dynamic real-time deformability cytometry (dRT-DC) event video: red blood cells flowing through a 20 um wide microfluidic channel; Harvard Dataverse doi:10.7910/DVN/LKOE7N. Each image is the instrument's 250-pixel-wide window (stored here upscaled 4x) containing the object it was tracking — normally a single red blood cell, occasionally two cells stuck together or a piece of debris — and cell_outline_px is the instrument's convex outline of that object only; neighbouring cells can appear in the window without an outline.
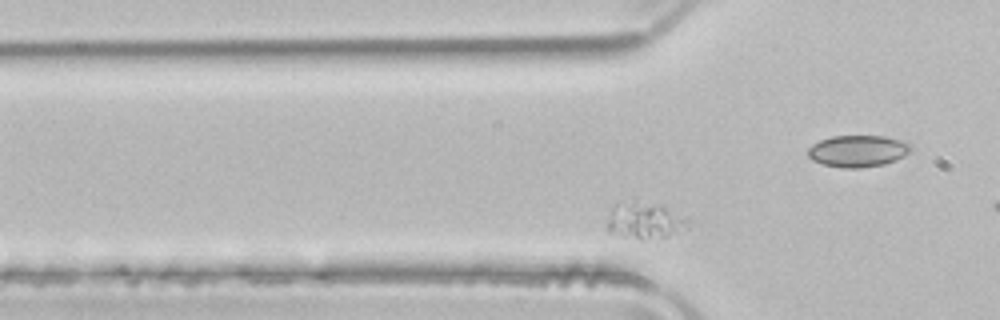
{"species": "common noctule bat (a hibernating species)", "species_latin": "Nyctalus noctula", "temperature_condition": "room temperature", "stored_images_in_passage": 35, "camera_frame_rate_fps": 3000, "um_per_image_px": 0.085, "animal": {"sex": "male", "body_mass_g": 21.5, "forearm_length_mm": 52.0}, "frame": {"image": 1, "passage_image": 7, "time_ms": 2.0, "image_size_px": [1000, 320], "cell_outline_px": [[688, 228], [668, 236], [636, 236], [608, 232], [608, 220], [612, 204], [660, 204], [684, 220]], "centroid_in_image_um": [54.75, 18.74], "position_along_channel_um": 71.0, "area_um2": 15.32}}
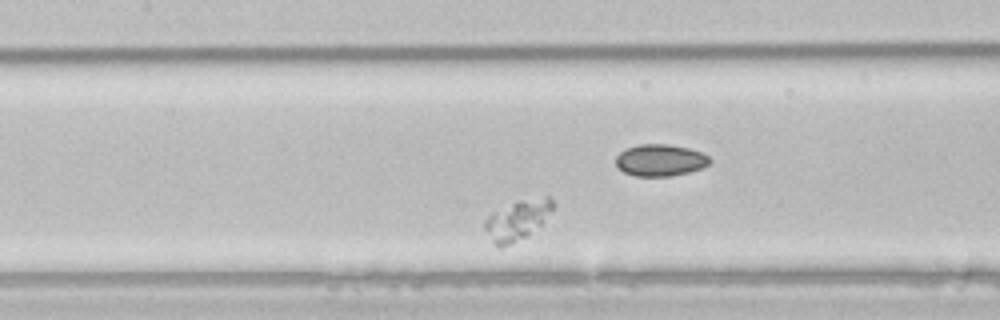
{"frame": {"image": 2, "passage_image": 15, "time_ms": 4.667, "image_size_px": [1000, 320], "cell_outline_px": [[556, 204], [540, 224], [524, 236], [500, 248], [496, 248], [484, 228], [484, 220], [492, 212], [516, 200], [544, 196], [548, 196]], "centroid_in_image_um": [43.93, 18.66], "position_along_channel_um": 163.5, "area_um2": 15.61}}
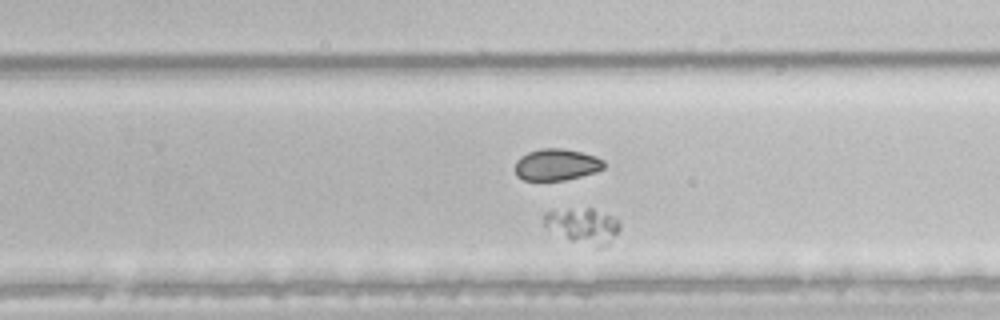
{"frame": {"image": 3, "passage_image": 25, "time_ms": 8.0, "image_size_px": [1000, 320], "cell_outline_px": [[620, 228], [608, 244], [600, 248], [596, 248], [572, 240], [544, 224], [544, 212], [568, 208], [592, 208], [616, 216], [620, 224]], "centroid_in_image_um": [49.63, 19.15], "position_along_channel_um": 280.2, "area_um2": 15.49}}